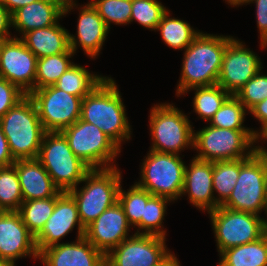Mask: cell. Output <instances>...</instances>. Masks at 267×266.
Returning a JSON list of instances; mask_svg holds the SVG:
<instances>
[{"mask_svg":"<svg viewBox=\"0 0 267 266\" xmlns=\"http://www.w3.org/2000/svg\"><path fill=\"white\" fill-rule=\"evenodd\" d=\"M60 191L55 197L46 199L27 200L22 202L17 211L27 229L36 237L44 228L45 223L52 215L56 199L62 194Z\"/></svg>","mask_w":267,"mask_h":266,"instance_id":"obj_29","label":"cell"},{"mask_svg":"<svg viewBox=\"0 0 267 266\" xmlns=\"http://www.w3.org/2000/svg\"><path fill=\"white\" fill-rule=\"evenodd\" d=\"M20 39L37 58L64 53L69 49V32L59 22L31 30Z\"/></svg>","mask_w":267,"mask_h":266,"instance_id":"obj_24","label":"cell"},{"mask_svg":"<svg viewBox=\"0 0 267 266\" xmlns=\"http://www.w3.org/2000/svg\"><path fill=\"white\" fill-rule=\"evenodd\" d=\"M106 76L89 72L87 68L79 65H71L54 84L58 89L79 96L82 99L87 96Z\"/></svg>","mask_w":267,"mask_h":266,"instance_id":"obj_27","label":"cell"},{"mask_svg":"<svg viewBox=\"0 0 267 266\" xmlns=\"http://www.w3.org/2000/svg\"><path fill=\"white\" fill-rule=\"evenodd\" d=\"M14 167L19 177L23 202L55 197L60 192L37 159L15 160Z\"/></svg>","mask_w":267,"mask_h":266,"instance_id":"obj_22","label":"cell"},{"mask_svg":"<svg viewBox=\"0 0 267 266\" xmlns=\"http://www.w3.org/2000/svg\"><path fill=\"white\" fill-rule=\"evenodd\" d=\"M144 158L135 184L154 196L180 199L186 166L180 155L149 150Z\"/></svg>","mask_w":267,"mask_h":266,"instance_id":"obj_9","label":"cell"},{"mask_svg":"<svg viewBox=\"0 0 267 266\" xmlns=\"http://www.w3.org/2000/svg\"><path fill=\"white\" fill-rule=\"evenodd\" d=\"M247 111L245 106L234 95H231L210 119L208 125L231 130H252L258 139L259 129H250L243 124L246 114L249 113Z\"/></svg>","mask_w":267,"mask_h":266,"instance_id":"obj_33","label":"cell"},{"mask_svg":"<svg viewBox=\"0 0 267 266\" xmlns=\"http://www.w3.org/2000/svg\"><path fill=\"white\" fill-rule=\"evenodd\" d=\"M75 54L68 49L64 53L37 59L35 90L54 85L65 71L74 64L71 62Z\"/></svg>","mask_w":267,"mask_h":266,"instance_id":"obj_30","label":"cell"},{"mask_svg":"<svg viewBox=\"0 0 267 266\" xmlns=\"http://www.w3.org/2000/svg\"><path fill=\"white\" fill-rule=\"evenodd\" d=\"M249 0H225V2H227V4H229L230 6L233 7H237V6H241V5H247V2Z\"/></svg>","mask_w":267,"mask_h":266,"instance_id":"obj_47","label":"cell"},{"mask_svg":"<svg viewBox=\"0 0 267 266\" xmlns=\"http://www.w3.org/2000/svg\"><path fill=\"white\" fill-rule=\"evenodd\" d=\"M255 3L257 27L260 42L267 36V0H249L247 4Z\"/></svg>","mask_w":267,"mask_h":266,"instance_id":"obj_40","label":"cell"},{"mask_svg":"<svg viewBox=\"0 0 267 266\" xmlns=\"http://www.w3.org/2000/svg\"><path fill=\"white\" fill-rule=\"evenodd\" d=\"M195 91L193 98V112L198 118L209 122L224 102L231 96L218 84L212 86L194 87L188 89L183 95Z\"/></svg>","mask_w":267,"mask_h":266,"instance_id":"obj_28","label":"cell"},{"mask_svg":"<svg viewBox=\"0 0 267 266\" xmlns=\"http://www.w3.org/2000/svg\"><path fill=\"white\" fill-rule=\"evenodd\" d=\"M89 2L109 29L111 23L130 24L132 0H90Z\"/></svg>","mask_w":267,"mask_h":266,"instance_id":"obj_36","label":"cell"},{"mask_svg":"<svg viewBox=\"0 0 267 266\" xmlns=\"http://www.w3.org/2000/svg\"><path fill=\"white\" fill-rule=\"evenodd\" d=\"M130 228L122 205L116 202L85 227L84 237L106 256L132 236Z\"/></svg>","mask_w":267,"mask_h":266,"instance_id":"obj_17","label":"cell"},{"mask_svg":"<svg viewBox=\"0 0 267 266\" xmlns=\"http://www.w3.org/2000/svg\"><path fill=\"white\" fill-rule=\"evenodd\" d=\"M232 36L200 32L184 50L181 76L176 88L180 97L188 89L216 85L223 55Z\"/></svg>","mask_w":267,"mask_h":266,"instance_id":"obj_2","label":"cell"},{"mask_svg":"<svg viewBox=\"0 0 267 266\" xmlns=\"http://www.w3.org/2000/svg\"><path fill=\"white\" fill-rule=\"evenodd\" d=\"M261 48H267V36L260 42Z\"/></svg>","mask_w":267,"mask_h":266,"instance_id":"obj_51","label":"cell"},{"mask_svg":"<svg viewBox=\"0 0 267 266\" xmlns=\"http://www.w3.org/2000/svg\"><path fill=\"white\" fill-rule=\"evenodd\" d=\"M37 57L25 43L14 37L1 41L0 77L18 86L29 95L35 90Z\"/></svg>","mask_w":267,"mask_h":266,"instance_id":"obj_15","label":"cell"},{"mask_svg":"<svg viewBox=\"0 0 267 266\" xmlns=\"http://www.w3.org/2000/svg\"><path fill=\"white\" fill-rule=\"evenodd\" d=\"M22 202L23 195L14 164L0 167V211H18Z\"/></svg>","mask_w":267,"mask_h":266,"instance_id":"obj_34","label":"cell"},{"mask_svg":"<svg viewBox=\"0 0 267 266\" xmlns=\"http://www.w3.org/2000/svg\"><path fill=\"white\" fill-rule=\"evenodd\" d=\"M191 123L189 117L173 104L153 105L149 115L152 137L149 150L180 155L185 148L193 149L194 128Z\"/></svg>","mask_w":267,"mask_h":266,"instance_id":"obj_7","label":"cell"},{"mask_svg":"<svg viewBox=\"0 0 267 266\" xmlns=\"http://www.w3.org/2000/svg\"><path fill=\"white\" fill-rule=\"evenodd\" d=\"M213 162L193 157L189 166H185L182 196H187L190 203L202 211L210 212L219 205L213 191Z\"/></svg>","mask_w":267,"mask_h":266,"instance_id":"obj_21","label":"cell"},{"mask_svg":"<svg viewBox=\"0 0 267 266\" xmlns=\"http://www.w3.org/2000/svg\"><path fill=\"white\" fill-rule=\"evenodd\" d=\"M75 226L77 227V239L83 237L85 227L80 221L76 202L68 192H63L56 199L54 211L44 228L35 237L38 252L60 244V241L71 233Z\"/></svg>","mask_w":267,"mask_h":266,"instance_id":"obj_16","label":"cell"},{"mask_svg":"<svg viewBox=\"0 0 267 266\" xmlns=\"http://www.w3.org/2000/svg\"><path fill=\"white\" fill-rule=\"evenodd\" d=\"M218 254L222 251L254 242L264 234L263 217L249 212L218 206L208 212Z\"/></svg>","mask_w":267,"mask_h":266,"instance_id":"obj_11","label":"cell"},{"mask_svg":"<svg viewBox=\"0 0 267 266\" xmlns=\"http://www.w3.org/2000/svg\"><path fill=\"white\" fill-rule=\"evenodd\" d=\"M233 38L226 47L217 84L230 95L237 92L261 69L262 61L245 42Z\"/></svg>","mask_w":267,"mask_h":266,"instance_id":"obj_14","label":"cell"},{"mask_svg":"<svg viewBox=\"0 0 267 266\" xmlns=\"http://www.w3.org/2000/svg\"><path fill=\"white\" fill-rule=\"evenodd\" d=\"M79 8L77 36L69 33V49L75 54L81 46L84 53L93 60L100 55L110 29L90 2Z\"/></svg>","mask_w":267,"mask_h":266,"instance_id":"obj_20","label":"cell"},{"mask_svg":"<svg viewBox=\"0 0 267 266\" xmlns=\"http://www.w3.org/2000/svg\"><path fill=\"white\" fill-rule=\"evenodd\" d=\"M258 139L252 130H231L208 125L194 130L195 158L204 161H226L250 157L256 150Z\"/></svg>","mask_w":267,"mask_h":266,"instance_id":"obj_6","label":"cell"},{"mask_svg":"<svg viewBox=\"0 0 267 266\" xmlns=\"http://www.w3.org/2000/svg\"><path fill=\"white\" fill-rule=\"evenodd\" d=\"M38 259L44 266H105V255L84 236L42 250Z\"/></svg>","mask_w":267,"mask_h":266,"instance_id":"obj_19","label":"cell"},{"mask_svg":"<svg viewBox=\"0 0 267 266\" xmlns=\"http://www.w3.org/2000/svg\"><path fill=\"white\" fill-rule=\"evenodd\" d=\"M167 11L158 0H132L130 24L137 21L143 28L155 31Z\"/></svg>","mask_w":267,"mask_h":266,"instance_id":"obj_37","label":"cell"},{"mask_svg":"<svg viewBox=\"0 0 267 266\" xmlns=\"http://www.w3.org/2000/svg\"><path fill=\"white\" fill-rule=\"evenodd\" d=\"M152 196L147 190L140 188L135 183L127 191L120 186L118 202L124 209L129 225L137 228L135 234H141L145 205Z\"/></svg>","mask_w":267,"mask_h":266,"instance_id":"obj_31","label":"cell"},{"mask_svg":"<svg viewBox=\"0 0 267 266\" xmlns=\"http://www.w3.org/2000/svg\"><path fill=\"white\" fill-rule=\"evenodd\" d=\"M222 266H267V235L260 239L235 246L220 254Z\"/></svg>","mask_w":267,"mask_h":266,"instance_id":"obj_25","label":"cell"},{"mask_svg":"<svg viewBox=\"0 0 267 266\" xmlns=\"http://www.w3.org/2000/svg\"><path fill=\"white\" fill-rule=\"evenodd\" d=\"M259 139L263 140V142L265 143V141H267V131Z\"/></svg>","mask_w":267,"mask_h":266,"instance_id":"obj_52","label":"cell"},{"mask_svg":"<svg viewBox=\"0 0 267 266\" xmlns=\"http://www.w3.org/2000/svg\"><path fill=\"white\" fill-rule=\"evenodd\" d=\"M0 266H16V265L11 261L0 259Z\"/></svg>","mask_w":267,"mask_h":266,"instance_id":"obj_50","label":"cell"},{"mask_svg":"<svg viewBox=\"0 0 267 266\" xmlns=\"http://www.w3.org/2000/svg\"><path fill=\"white\" fill-rule=\"evenodd\" d=\"M0 126L14 160L37 159L46 131L29 95L0 118Z\"/></svg>","mask_w":267,"mask_h":266,"instance_id":"obj_3","label":"cell"},{"mask_svg":"<svg viewBox=\"0 0 267 266\" xmlns=\"http://www.w3.org/2000/svg\"><path fill=\"white\" fill-rule=\"evenodd\" d=\"M26 95L18 86L0 77V118Z\"/></svg>","mask_w":267,"mask_h":266,"instance_id":"obj_39","label":"cell"},{"mask_svg":"<svg viewBox=\"0 0 267 266\" xmlns=\"http://www.w3.org/2000/svg\"><path fill=\"white\" fill-rule=\"evenodd\" d=\"M14 162L15 160L10 153L8 141L0 126V167L12 165Z\"/></svg>","mask_w":267,"mask_h":266,"instance_id":"obj_43","label":"cell"},{"mask_svg":"<svg viewBox=\"0 0 267 266\" xmlns=\"http://www.w3.org/2000/svg\"><path fill=\"white\" fill-rule=\"evenodd\" d=\"M49 2L57 5L63 12L64 17L71 12L74 8H78L76 4V0H48Z\"/></svg>","mask_w":267,"mask_h":266,"instance_id":"obj_45","label":"cell"},{"mask_svg":"<svg viewBox=\"0 0 267 266\" xmlns=\"http://www.w3.org/2000/svg\"><path fill=\"white\" fill-rule=\"evenodd\" d=\"M266 203L267 162L256 150L250 157L239 159L237 182L222 207L262 216Z\"/></svg>","mask_w":267,"mask_h":266,"instance_id":"obj_8","label":"cell"},{"mask_svg":"<svg viewBox=\"0 0 267 266\" xmlns=\"http://www.w3.org/2000/svg\"><path fill=\"white\" fill-rule=\"evenodd\" d=\"M37 160L43 165L54 185L68 192L80 184L91 168L75 156L64 134L46 132Z\"/></svg>","mask_w":267,"mask_h":266,"instance_id":"obj_5","label":"cell"},{"mask_svg":"<svg viewBox=\"0 0 267 266\" xmlns=\"http://www.w3.org/2000/svg\"><path fill=\"white\" fill-rule=\"evenodd\" d=\"M262 73L261 69L235 95L248 111L258 102L267 99V74Z\"/></svg>","mask_w":267,"mask_h":266,"instance_id":"obj_38","label":"cell"},{"mask_svg":"<svg viewBox=\"0 0 267 266\" xmlns=\"http://www.w3.org/2000/svg\"><path fill=\"white\" fill-rule=\"evenodd\" d=\"M40 122L46 132H58L81 117L82 98L58 89L55 85L32 91Z\"/></svg>","mask_w":267,"mask_h":266,"instance_id":"obj_12","label":"cell"},{"mask_svg":"<svg viewBox=\"0 0 267 266\" xmlns=\"http://www.w3.org/2000/svg\"><path fill=\"white\" fill-rule=\"evenodd\" d=\"M265 215H267V203L265 207ZM267 217V216H266ZM263 219V228H264V234L267 235V218H262Z\"/></svg>","mask_w":267,"mask_h":266,"instance_id":"obj_49","label":"cell"},{"mask_svg":"<svg viewBox=\"0 0 267 266\" xmlns=\"http://www.w3.org/2000/svg\"><path fill=\"white\" fill-rule=\"evenodd\" d=\"M157 266H181L180 261L173 252H171L160 264Z\"/></svg>","mask_w":267,"mask_h":266,"instance_id":"obj_46","label":"cell"},{"mask_svg":"<svg viewBox=\"0 0 267 266\" xmlns=\"http://www.w3.org/2000/svg\"><path fill=\"white\" fill-rule=\"evenodd\" d=\"M10 27H12L11 13L0 2V41L13 38V35L10 34Z\"/></svg>","mask_w":267,"mask_h":266,"instance_id":"obj_42","label":"cell"},{"mask_svg":"<svg viewBox=\"0 0 267 266\" xmlns=\"http://www.w3.org/2000/svg\"><path fill=\"white\" fill-rule=\"evenodd\" d=\"M166 237L133 234L105 256V266H157L171 251Z\"/></svg>","mask_w":267,"mask_h":266,"instance_id":"obj_13","label":"cell"},{"mask_svg":"<svg viewBox=\"0 0 267 266\" xmlns=\"http://www.w3.org/2000/svg\"><path fill=\"white\" fill-rule=\"evenodd\" d=\"M168 10L162 17L160 23L156 27V31H160L163 42L172 49L185 50L200 33L195 30L186 21L170 16Z\"/></svg>","mask_w":267,"mask_h":266,"instance_id":"obj_26","label":"cell"},{"mask_svg":"<svg viewBox=\"0 0 267 266\" xmlns=\"http://www.w3.org/2000/svg\"><path fill=\"white\" fill-rule=\"evenodd\" d=\"M35 236L17 211H0V259L15 263L23 257L38 259Z\"/></svg>","mask_w":267,"mask_h":266,"instance_id":"obj_18","label":"cell"},{"mask_svg":"<svg viewBox=\"0 0 267 266\" xmlns=\"http://www.w3.org/2000/svg\"><path fill=\"white\" fill-rule=\"evenodd\" d=\"M76 157L91 169L115 167L121 148L94 124L78 119L61 131Z\"/></svg>","mask_w":267,"mask_h":266,"instance_id":"obj_10","label":"cell"},{"mask_svg":"<svg viewBox=\"0 0 267 266\" xmlns=\"http://www.w3.org/2000/svg\"><path fill=\"white\" fill-rule=\"evenodd\" d=\"M261 124L260 131L258 132L259 138L267 131V99L258 102L249 111Z\"/></svg>","mask_w":267,"mask_h":266,"instance_id":"obj_41","label":"cell"},{"mask_svg":"<svg viewBox=\"0 0 267 266\" xmlns=\"http://www.w3.org/2000/svg\"><path fill=\"white\" fill-rule=\"evenodd\" d=\"M116 81L106 76L81 102L80 119L97 126L120 148L131 138L126 106Z\"/></svg>","mask_w":267,"mask_h":266,"instance_id":"obj_1","label":"cell"},{"mask_svg":"<svg viewBox=\"0 0 267 266\" xmlns=\"http://www.w3.org/2000/svg\"><path fill=\"white\" fill-rule=\"evenodd\" d=\"M122 172L115 167L91 169L80 182L79 189L75 187L68 191L74 198L79 218L84 227L93 222L107 208L118 202Z\"/></svg>","mask_w":267,"mask_h":266,"instance_id":"obj_4","label":"cell"},{"mask_svg":"<svg viewBox=\"0 0 267 266\" xmlns=\"http://www.w3.org/2000/svg\"><path fill=\"white\" fill-rule=\"evenodd\" d=\"M238 176L239 159L213 162V191L215 201L219 206L229 199Z\"/></svg>","mask_w":267,"mask_h":266,"instance_id":"obj_32","label":"cell"},{"mask_svg":"<svg viewBox=\"0 0 267 266\" xmlns=\"http://www.w3.org/2000/svg\"><path fill=\"white\" fill-rule=\"evenodd\" d=\"M172 200L163 196H152L145 205L144 217H142L141 234H151L166 237L163 228V220L167 210V204Z\"/></svg>","mask_w":267,"mask_h":266,"instance_id":"obj_35","label":"cell"},{"mask_svg":"<svg viewBox=\"0 0 267 266\" xmlns=\"http://www.w3.org/2000/svg\"><path fill=\"white\" fill-rule=\"evenodd\" d=\"M11 17L12 29H16L21 38L31 30L57 24L64 17V12L48 0H38L20 7L11 14Z\"/></svg>","mask_w":267,"mask_h":266,"instance_id":"obj_23","label":"cell"},{"mask_svg":"<svg viewBox=\"0 0 267 266\" xmlns=\"http://www.w3.org/2000/svg\"><path fill=\"white\" fill-rule=\"evenodd\" d=\"M38 0H0L5 8L12 14L20 7L26 6Z\"/></svg>","mask_w":267,"mask_h":266,"instance_id":"obj_44","label":"cell"},{"mask_svg":"<svg viewBox=\"0 0 267 266\" xmlns=\"http://www.w3.org/2000/svg\"><path fill=\"white\" fill-rule=\"evenodd\" d=\"M257 150L261 153V155L265 158L266 162H267V149L266 147L264 146H261V145H257Z\"/></svg>","mask_w":267,"mask_h":266,"instance_id":"obj_48","label":"cell"}]
</instances>
